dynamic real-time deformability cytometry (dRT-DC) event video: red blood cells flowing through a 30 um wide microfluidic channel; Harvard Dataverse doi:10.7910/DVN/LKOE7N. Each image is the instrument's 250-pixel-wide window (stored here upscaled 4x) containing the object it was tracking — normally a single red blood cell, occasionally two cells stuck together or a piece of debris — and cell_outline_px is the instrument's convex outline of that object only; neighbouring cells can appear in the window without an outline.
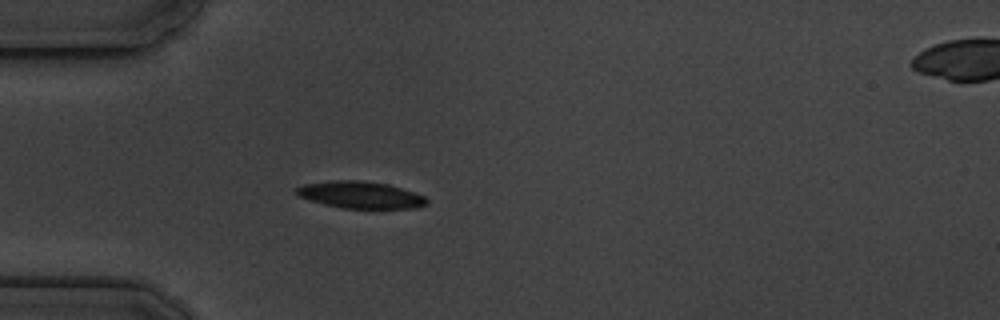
{"species": "common noctule bat (a hibernating species)", "species_latin": "Nyctalus noctula", "temperature_condition": "cold", "stored_images_in_passage": 4, "segment_of_instrument_passage": [1, 2], "camera_frame_rate_fps": 3000, "um_per_image_px": 0.085, "animal": {"sex": "male", "body_mass_g": 19.5, "forearm_length_mm": 54.6}, "frame": {"image": 1, "passage_image": 3, "time_ms": 2.333, "image_size_px": [1000, 320], "cell_outline_px": [[428, 204], [420, 208], [344, 208], [324, 204], [300, 196], [296, 192], [296, 188], [304, 184], [332, 180], [360, 180], [388, 184], [424, 196], [428, 200]], "centroid_in_image_um": [30.67, 16.56], "position_along_channel_um": 54.3, "area_um2": 20.23}}